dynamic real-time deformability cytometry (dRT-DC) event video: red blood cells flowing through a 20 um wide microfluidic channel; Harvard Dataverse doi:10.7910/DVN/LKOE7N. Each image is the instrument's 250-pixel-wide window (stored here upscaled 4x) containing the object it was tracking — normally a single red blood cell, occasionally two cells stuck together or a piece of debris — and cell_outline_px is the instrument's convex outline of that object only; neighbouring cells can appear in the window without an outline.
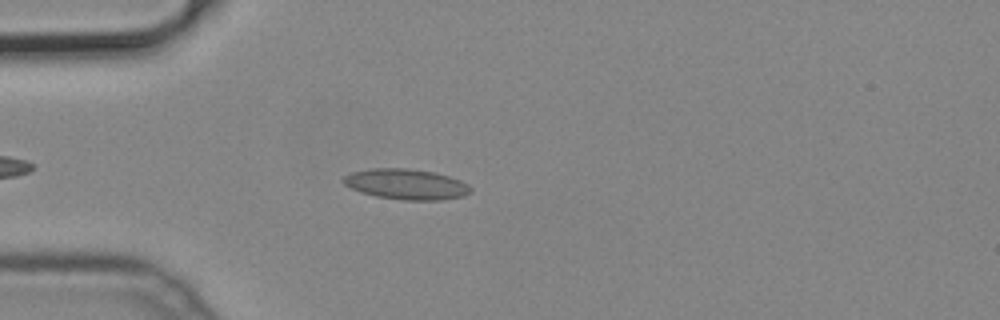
{"species": "common noctule bat (a hibernating species)", "species_latin": "Nyctalus noctula", "temperature_condition": "cold", "stored_images_in_passage": 40, "camera_frame_rate_fps": 3000, "um_per_image_px": 0.085, "animal": {"sex": "male", "body_mass_g": 19.2, "forearm_length_mm": 51.8}, "frame": {"image": 1, "passage_image": 6, "time_ms": 1.667, "image_size_px": [1000, 320], "cell_outline_px": [[472, 192], [464, 196], [440, 200], [404, 200], [376, 196], [360, 192], [344, 184], [344, 176], [352, 172], [372, 168], [408, 168], [432, 172], [448, 176], [460, 180], [468, 184], [472, 188]], "centroid_in_image_um": [34.56, 15.66], "position_along_channel_um": 50.4, "area_um2": 22.54}}
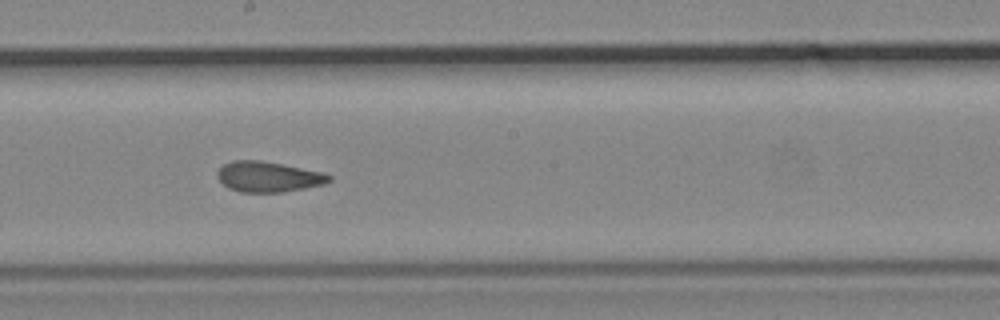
{"frame": {"image": 2, "passage_image": 20, "time_ms": 6.333, "image_size_px": [1000, 320], "cell_outline_px": [[332, 180], [324, 184], [304, 188], [280, 192], [240, 192], [228, 188], [216, 176], [216, 172], [224, 164], [232, 160], [260, 160], [324, 172], [332, 176]], "centroid_in_image_um": [22.8, 15.02], "position_along_channel_um": 225.4, "area_um2": 19.83}}
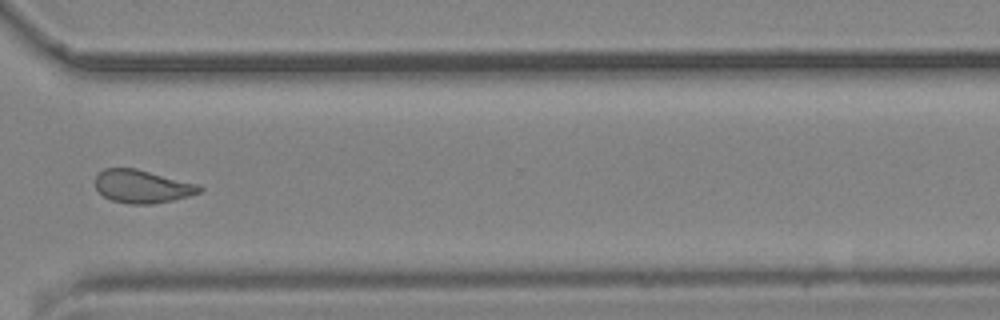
{"frame": {"image": 3, "passage_image": 30, "time_ms": 9.667, "image_size_px": [1000, 320], "cell_outline_px": [[204, 188], [200, 192], [188, 196], [172, 200], [152, 204], [132, 204], [112, 200], [104, 196], [96, 188], [96, 176], [104, 168], [136, 168], [200, 184]], "centroid_in_image_um": [12.12, 15.84], "position_along_channel_um": 358.5, "area_um2": 20.06}}